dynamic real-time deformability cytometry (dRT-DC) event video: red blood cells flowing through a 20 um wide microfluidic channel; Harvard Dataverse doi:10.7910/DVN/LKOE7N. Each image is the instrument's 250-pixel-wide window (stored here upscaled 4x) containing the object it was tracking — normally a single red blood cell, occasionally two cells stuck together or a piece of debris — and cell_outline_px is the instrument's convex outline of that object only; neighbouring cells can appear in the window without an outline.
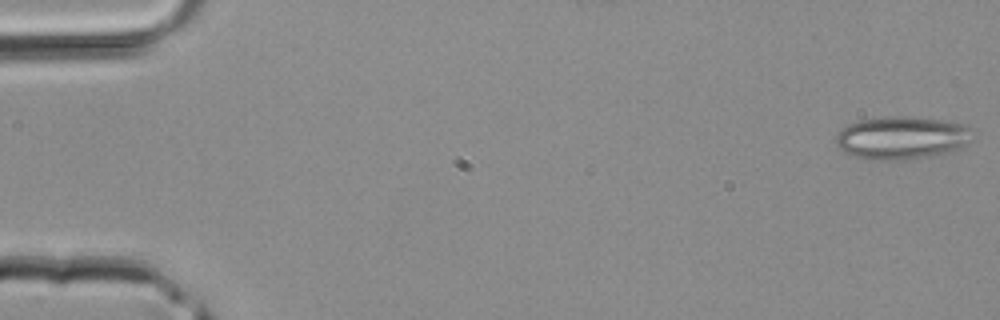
{"species": "common noctule bat (a hibernating species)", "species_latin": "Nyctalus noctula", "temperature_condition": "room temperature", "stored_images_in_passage": 11, "camera_frame_rate_fps": 3000, "um_per_image_px": 0.085, "animal": {"sex": "male", "body_mass_g": 20.4}, "frame": {"image": 1, "passage_image": 1, "time_ms": 0.0, "image_size_px": [1000, 320], "cell_outline_px": [[972, 128], [964, 144], [960, 148], [928, 156], [904, 160], [868, 160], [856, 156], [840, 148], [836, 144], [836, 136], [848, 124], [860, 120], [896, 116], [900, 116], [940, 120], [964, 124]], "centroid_in_image_um": [76.6, 11.72], "position_along_channel_um": 8.4, "area_um2": 33.29}}